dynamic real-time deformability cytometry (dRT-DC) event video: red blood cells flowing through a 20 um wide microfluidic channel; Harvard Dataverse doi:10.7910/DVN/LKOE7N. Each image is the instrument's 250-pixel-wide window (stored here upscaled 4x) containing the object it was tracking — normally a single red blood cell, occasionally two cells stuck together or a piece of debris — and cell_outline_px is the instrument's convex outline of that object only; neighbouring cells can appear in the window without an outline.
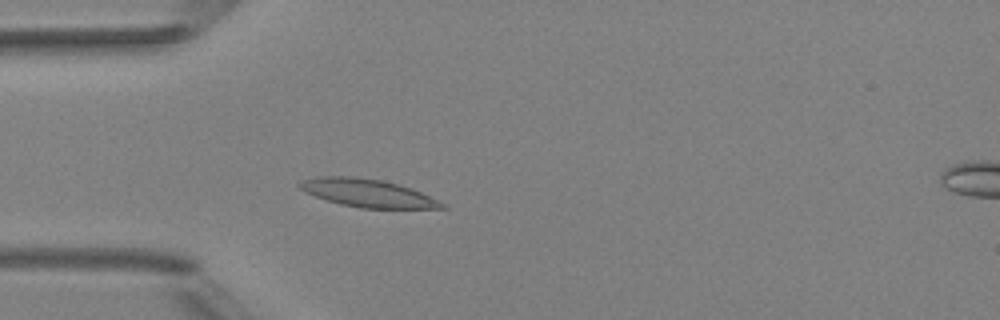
{"species": "Egyptian fruit bat (a non-hibernating species)", "species_latin": "Rousettus aegyptiacus", "temperature_condition": "room temperature", "stored_images_in_passage": 4, "camera_frame_rate_fps": 3000, "um_per_image_px": 0.085, "animal": {"sex": "female"}, "frame": {"image": 1, "passage_image": 3, "time_ms": 2.333, "image_size_px": [1000, 320], "cell_outline_px": [[448, 208], [360, 208], [340, 204], [304, 192], [296, 184], [300, 180], [316, 176], [352, 176], [380, 180], [412, 188], [444, 204]], "centroid_in_image_um": [31.16, 16.4], "position_along_channel_um": 53.8, "area_um2": 22.95}}